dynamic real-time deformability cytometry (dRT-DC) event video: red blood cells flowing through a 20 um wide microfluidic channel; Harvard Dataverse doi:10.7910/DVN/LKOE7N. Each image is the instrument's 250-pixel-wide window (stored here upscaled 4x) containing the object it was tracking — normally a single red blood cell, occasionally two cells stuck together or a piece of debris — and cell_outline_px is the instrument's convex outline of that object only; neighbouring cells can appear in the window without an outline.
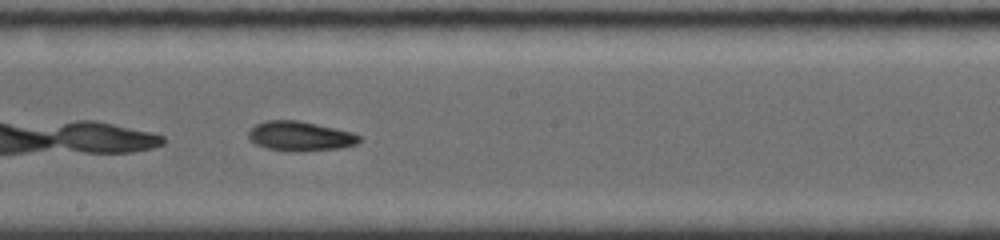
{"species": "common noctule bat (a hibernating species)", "species_latin": "Nyctalus noctula", "temperature_condition": "room temperature", "stored_images_in_passage": 50, "camera_frame_rate_fps": 4000, "um_per_image_px": 0.085, "animal": {"sex": "female", "body_mass_g": 19.0, "forearm_length_mm": 56.7}, "frame": {"image": 1, "passage_image": 23, "time_ms": 4.5, "image_size_px": [1000, 240], "cell_outline_px": [[364, 140], [356, 144], [340, 148], [296, 152], [292, 152], [268, 148], [256, 144], [248, 140], [248, 132], [256, 124], [264, 120], [296, 120], [316, 124], [352, 132], [360, 136]], "centroid_in_image_um": [25.51, 11.58], "position_along_channel_um": 222.7, "area_um2": 19.19}, "authors_computed_cell_mechanics": {"area_um2": 18.5538, "velocity_mm_per_s": 3.802, "shape_relaxation_time_tau1_ms": null, "shape_relaxation_time_tau2_ms": 2.6627, "deformation_change_tau1": null, "deformation_change_tau2": 0.0785}}